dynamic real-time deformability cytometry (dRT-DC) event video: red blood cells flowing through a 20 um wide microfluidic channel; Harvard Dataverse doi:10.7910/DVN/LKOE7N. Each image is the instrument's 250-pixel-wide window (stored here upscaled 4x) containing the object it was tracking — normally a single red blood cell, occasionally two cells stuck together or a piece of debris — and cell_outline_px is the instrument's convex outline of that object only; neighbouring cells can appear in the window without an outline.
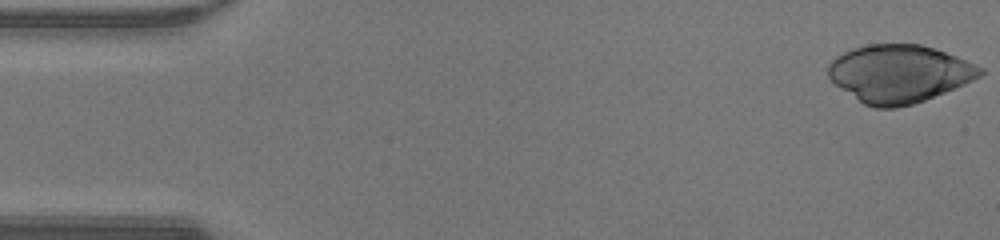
{"species": "human", "species_latin": "Homo sapiens", "temperature_condition": "warm", "stored_images_in_passage": 47, "camera_frame_rate_fps": 3000, "um_per_image_px": 0.085, "donor": {"sex": "male"}, "frame": {"image": 1, "passage_image": 1, "time_ms": 0.0, "image_size_px": [1000, 240], "cell_outline_px": [[984, 72], [980, 76], [964, 84], [924, 100], [912, 104], [896, 108], [876, 108], [864, 104], [836, 84], [828, 76], [828, 64], [836, 56], [852, 48], [868, 44], [920, 44], [956, 56], [984, 68]], "centroid_in_image_um": [76.42, 6.25], "position_along_channel_um": 8.6, "area_um2": 50.63}}
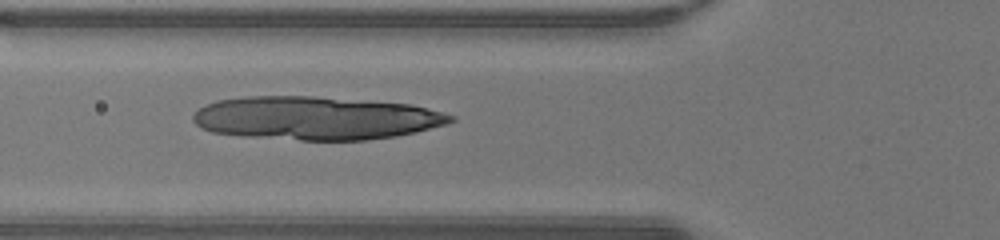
{"frame": {"image": 2, "passage_image": 17, "time_ms": 5.333, "image_size_px": [1000, 240], "cell_outline_px": [[456, 120], [448, 124], [416, 132], [396, 136], [368, 140], [300, 140], [248, 136], [212, 132], [200, 128], [192, 120], [192, 116], [200, 108], [216, 100], [248, 96], [312, 96], [408, 104], [456, 116]], "centroid_in_image_um": [26.84, 10.04], "position_along_channel_um": 99.0, "area_um2": 64.79}}
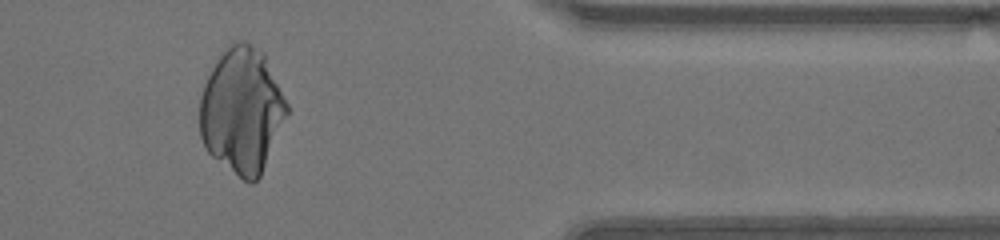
{"frame": {"image": 3, "passage_image": 39, "time_ms": 12.667, "image_size_px": [1000, 240], "cell_outline_px": [[288, 112], [260, 176], [252, 184], [244, 180], [212, 156], [208, 152], [200, 136], [200, 96], [204, 84], [216, 60], [224, 48], [232, 40], [244, 40], [264, 52], [288, 104]], "centroid_in_image_um": [20.55, 9.34], "position_along_channel_um": 390.8, "area_um2": 63.52}}